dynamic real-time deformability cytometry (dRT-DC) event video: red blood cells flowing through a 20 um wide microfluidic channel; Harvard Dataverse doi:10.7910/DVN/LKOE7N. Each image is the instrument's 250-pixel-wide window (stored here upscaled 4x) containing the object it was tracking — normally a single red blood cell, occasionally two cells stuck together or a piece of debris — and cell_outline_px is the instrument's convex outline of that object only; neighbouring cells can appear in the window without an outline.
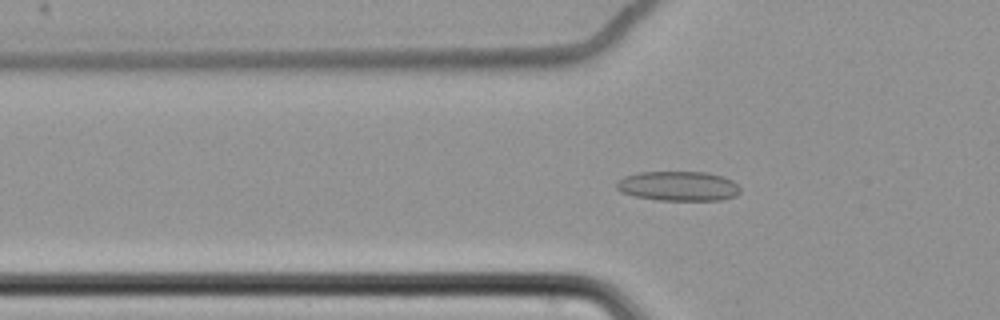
{"species": "common noctule bat (a hibernating species)", "species_latin": "Nyctalus noctula", "temperature_condition": "cold", "stored_images_in_passage": 65, "camera_frame_rate_fps": 3000, "um_per_image_px": 0.085, "animal": {"sex": "female", "body_mass_g": 22.7, "forearm_length_mm": 54.2}, "frame": {"image": 1, "passage_image": 25, "time_ms": 8.0, "image_size_px": [1000, 320], "cell_outline_px": [[740, 192], [736, 196], [720, 200], [656, 200], [636, 196], [620, 192], [616, 188], [616, 180], [624, 176], [640, 172], [708, 172], [724, 176], [732, 180], [740, 188]], "centroid_in_image_um": [57.65, 15.81], "position_along_channel_um": 68.2, "area_um2": 21.56}}
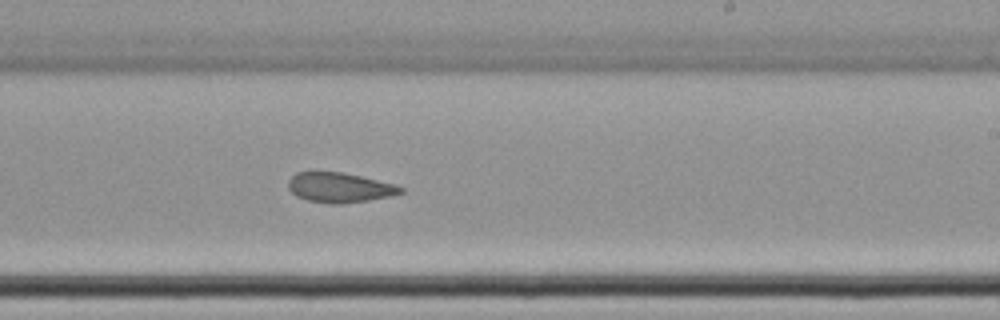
{"frame": {"image": 2, "passage_image": 42, "time_ms": 13.667, "image_size_px": [1000, 320], "cell_outline_px": [[404, 192], [392, 196], [368, 200], [340, 204], [332, 204], [308, 200], [296, 196], [288, 188], [288, 180], [296, 172], [340, 172], [360, 176], [396, 184], [404, 188]], "centroid_in_image_um": [28.88, 15.94], "position_along_channel_um": 260.1, "area_um2": 19.54}}
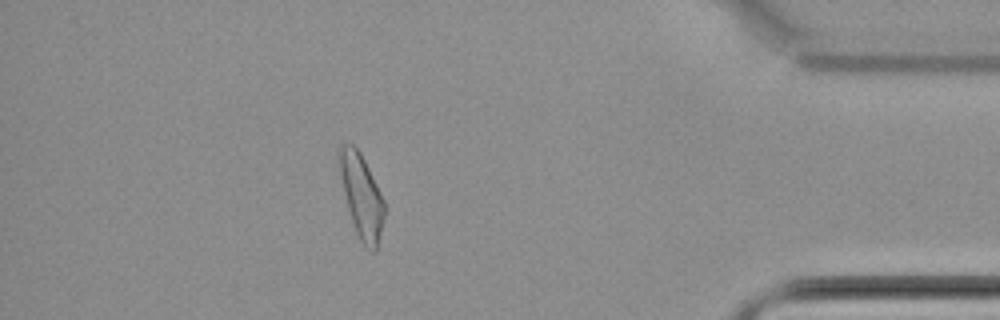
{"frame": {"image": 3, "passage_image": 58, "time_ms": 19.0, "image_size_px": [1000, 320], "cell_outline_px": [[384, 216], [376, 252], [372, 252], [360, 240], [356, 232], [348, 208], [336, 160], [340, 144], [352, 144], [360, 152], [384, 200]], "centroid_in_image_um": [30.7, 16.63], "position_along_channel_um": 404.5, "area_um2": 21.68}, "authors_computed_cell_mechanics": {"area_um2": 21.4438, "velocity_mm_per_s": 3.453, "shape_relaxation_time_tau1_ms": null, "shape_relaxation_time_tau2_ms": 6.3857, "deformation_change_tau1": null, "deformation_change_tau2": 0.1015}}